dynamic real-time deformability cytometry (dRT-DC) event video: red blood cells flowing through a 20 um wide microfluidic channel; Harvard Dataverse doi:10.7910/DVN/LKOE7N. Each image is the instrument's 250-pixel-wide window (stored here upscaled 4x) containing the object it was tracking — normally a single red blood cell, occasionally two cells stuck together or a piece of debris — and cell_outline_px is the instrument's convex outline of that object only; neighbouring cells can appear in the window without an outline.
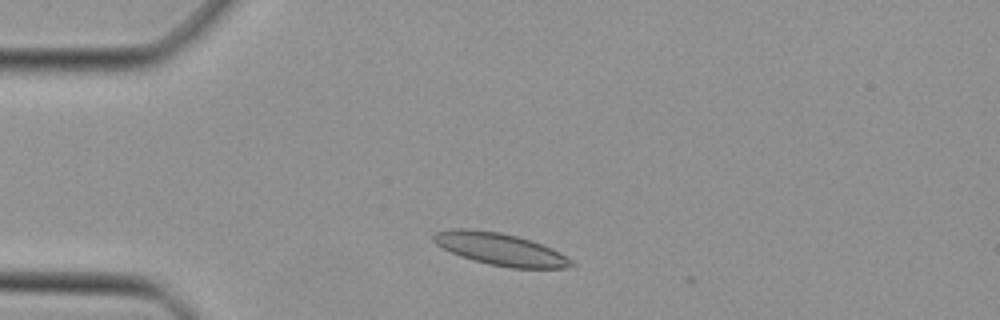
{"species": "Egyptian fruit bat (a non-hibernating species)", "species_latin": "Rousettus aegyptiacus", "temperature_condition": "cold", "stored_images_in_passage": 2, "camera_frame_rate_fps": 3000, "um_per_image_px": 0.085, "animal": {"sex": "female"}, "frame": {"image": 1, "passage_image": 1, "time_ms": 0.0, "image_size_px": [1000, 320], "cell_outline_px": [[576, 264], [568, 268], [512, 268], [488, 264], [472, 260], [460, 256], [436, 244], [432, 240], [432, 236], [436, 232], [452, 228], [468, 228], [500, 232], [516, 236], [540, 244], [572, 260]], "centroid_in_image_um": [42.46, 21.18], "position_along_channel_um": 42.5, "area_um2": 25.55}}